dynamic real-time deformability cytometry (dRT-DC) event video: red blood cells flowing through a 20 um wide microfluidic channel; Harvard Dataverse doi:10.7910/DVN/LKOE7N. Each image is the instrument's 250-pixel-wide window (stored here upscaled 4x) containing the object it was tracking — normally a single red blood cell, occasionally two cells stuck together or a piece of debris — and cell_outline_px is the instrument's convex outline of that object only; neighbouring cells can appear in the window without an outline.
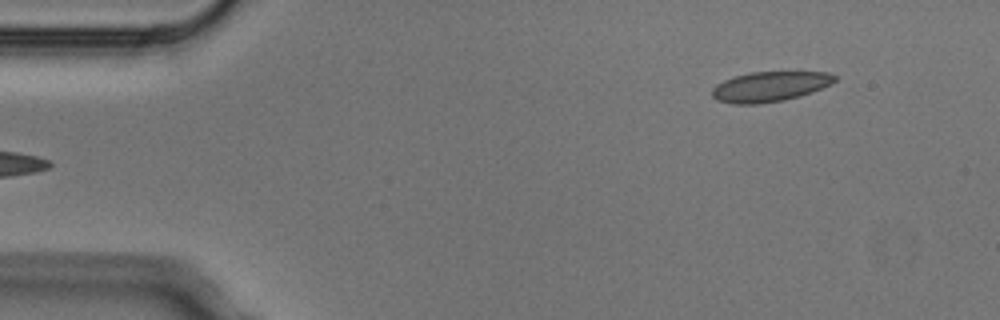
{"species": "Egyptian fruit bat (a non-hibernating species)", "species_latin": "Rousettus aegyptiacus", "temperature_condition": "cold", "stored_images_in_passage": 5, "segment_of_instrument_passage": [2, 2], "camera_frame_rate_fps": 3000, "um_per_image_px": 0.085, "animal": {"sex": "male"}, "frame": {"image": 1, "passage_image": 5, "time_ms": 1.333, "image_size_px": [1000, 320], "cell_outline_px": [[836, 80], [832, 84], [812, 92], [800, 96], [784, 100], [760, 104], [732, 104], [716, 100], [712, 96], [712, 88], [716, 84], [724, 80], [736, 76], [752, 72], [828, 72], [836, 76]], "centroid_in_image_um": [65.43, 7.37], "position_along_channel_um": 19.6, "area_um2": 21.56}}